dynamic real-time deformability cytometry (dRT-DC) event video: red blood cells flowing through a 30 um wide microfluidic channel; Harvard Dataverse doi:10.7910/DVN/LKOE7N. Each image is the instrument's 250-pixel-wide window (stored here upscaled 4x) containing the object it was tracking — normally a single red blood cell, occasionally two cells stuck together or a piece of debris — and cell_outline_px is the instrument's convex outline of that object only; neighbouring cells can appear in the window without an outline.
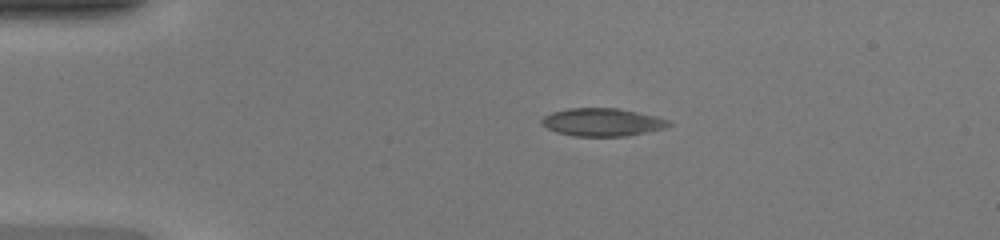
{"species": "common noctule bat (a hibernating species)", "species_latin": "Nyctalus noctula", "temperature_condition": "warm", "stored_images_in_passage": 47, "camera_frame_rate_fps": 3000, "um_per_image_px": 0.085, "animal": {"sex": "female", "body_mass_g": 20.0, "forearm_length_mm": 54.0}, "frame": {"image": 1, "passage_image": 9, "time_ms": 2.667, "image_size_px": [1000, 240], "cell_outline_px": [[672, 124], [664, 128], [628, 136], [572, 136], [556, 132], [540, 124], [540, 120], [544, 116], [552, 112], [568, 108], [616, 108], [656, 116], [668, 120]], "centroid_in_image_um": [51.16, 10.39], "position_along_channel_um": 33.8, "area_um2": 20.63}}
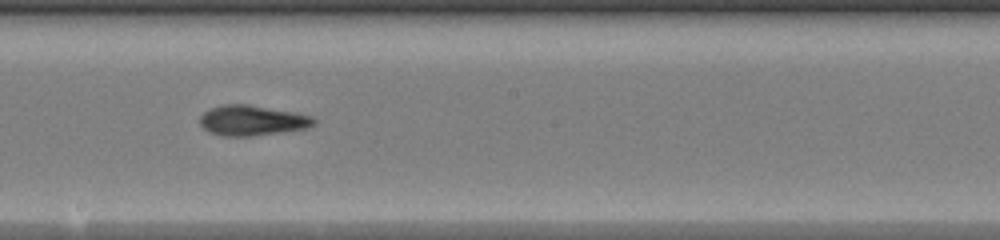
{"frame": {"image": 2, "passage_image": 26, "time_ms": 8.333, "image_size_px": [1000, 240], "cell_outline_px": [[316, 124], [308, 128], [252, 136], [220, 136], [208, 132], [200, 124], [200, 116], [204, 112], [212, 108], [224, 104], [248, 104], [296, 112], [312, 116], [316, 120]], "centroid_in_image_um": [21.45, 10.24], "position_along_channel_um": 226.8, "area_um2": 20.23}}
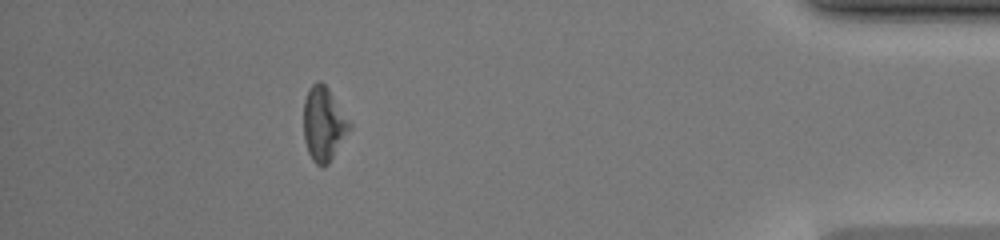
{"frame": {"image": 3, "passage_image": 42, "time_ms": 13.667, "image_size_px": [1000, 240], "cell_outline_px": [[352, 128], [328, 164], [316, 164], [312, 160], [308, 152], [304, 140], [304, 100], [308, 88], [316, 80], [320, 80], [328, 88], [352, 124]], "centroid_in_image_um": [27.51, 10.51], "position_along_channel_um": 407.7, "area_um2": 19.83}, "authors_computed_cell_mechanics": {"area_um2": 20.23, "velocity_mm_per_s": 4.3033, "shape_relaxation_time_tau1_ms": 4.1985, "shape_relaxation_time_tau2_ms": 2.3701, "deformation_change_tau1": 0.1747, "deformation_change_tau2": 0.1044}}